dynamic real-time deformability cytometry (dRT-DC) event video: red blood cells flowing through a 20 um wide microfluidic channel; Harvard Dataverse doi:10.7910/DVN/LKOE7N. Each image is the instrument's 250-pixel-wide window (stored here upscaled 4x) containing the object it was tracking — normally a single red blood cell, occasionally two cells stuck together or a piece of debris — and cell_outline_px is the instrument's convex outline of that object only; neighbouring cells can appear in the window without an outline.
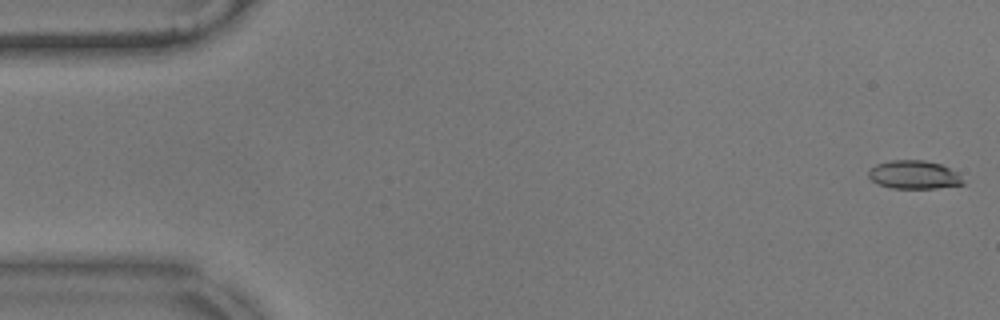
{"species": "common noctule bat (a hibernating species)", "species_latin": "Nyctalus noctula", "temperature_condition": "warm", "stored_images_in_passage": 56, "camera_frame_rate_fps": 3000, "um_per_image_px": 0.085, "animal": {"sex": "male", "body_mass_g": 17.9}, "frame": {"image": 1, "passage_image": 1, "time_ms": 0.0, "image_size_px": [1000, 320], "cell_outline_px": [[964, 184], [936, 188], [892, 188], [876, 184], [868, 176], [868, 172], [876, 164], [892, 160], [924, 160], [940, 164], [956, 172], [964, 180]], "centroid_in_image_um": [77.67, 14.86], "position_along_channel_um": 7.3, "area_um2": 15.55}}
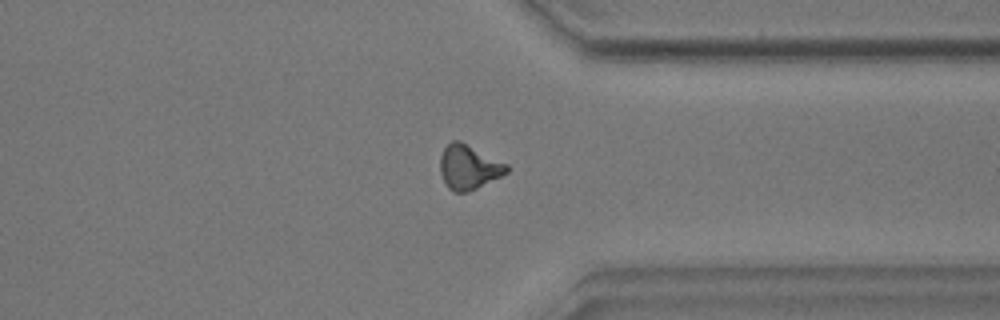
{"frame": {"image": 2, "passage_image": 43, "time_ms": 14.0, "image_size_px": [1000, 320], "cell_outline_px": [[508, 172], [468, 192], [452, 192], [448, 188], [440, 172], [440, 156], [444, 148], [452, 140], [460, 140], [508, 164]], "centroid_in_image_um": [39.82, 14.19], "position_along_channel_um": 371.6, "area_um2": 17.17}}
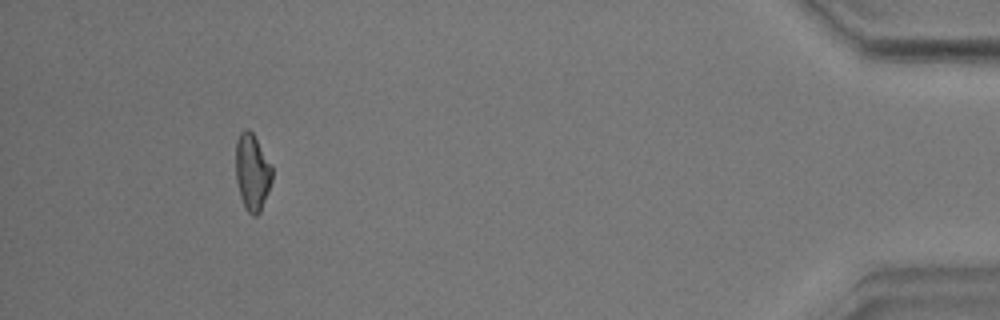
{"frame": {"image": 3, "passage_image": 52, "time_ms": 17.0, "image_size_px": [1000, 320], "cell_outline_px": [[272, 180], [268, 192], [260, 212], [256, 216], [252, 216], [244, 208], [240, 196], [236, 180], [236, 140], [240, 132], [244, 128], [248, 128], [252, 132], [272, 164]], "centroid_in_image_um": [21.44, 14.63], "position_along_channel_um": 413.8, "area_um2": 16.47}, "authors_computed_cell_mechanics": {"area_um2": 16.473, "velocity_mm_per_s": 3.5621, "shape_relaxation_time_tau1_ms": null, "shape_relaxation_time_tau2_ms": 5.3854, "deformation_change_tau1": null, "deformation_change_tau2": 0.1229}}